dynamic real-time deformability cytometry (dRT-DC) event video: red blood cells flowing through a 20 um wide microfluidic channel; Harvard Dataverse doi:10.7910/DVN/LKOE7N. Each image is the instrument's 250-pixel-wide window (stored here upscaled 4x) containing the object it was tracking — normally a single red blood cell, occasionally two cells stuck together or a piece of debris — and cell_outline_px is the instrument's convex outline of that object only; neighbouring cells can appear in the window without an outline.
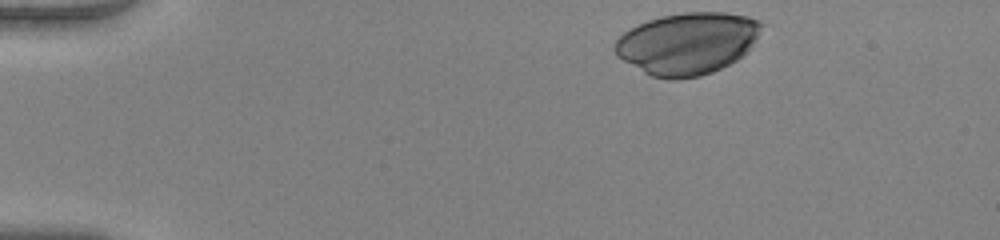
{"species": "human", "species_latin": "Homo sapiens", "temperature_condition": "warm", "stored_images_in_passage": 37, "camera_frame_rate_fps": 3000, "um_per_image_px": 0.085, "donor": {"sex": "female"}, "frame": {"image": 1, "passage_image": 1, "time_ms": 0.0, "image_size_px": [1000, 240], "cell_outline_px": [[764, 24], [752, 48], [748, 52], [736, 60], [712, 72], [700, 76], [676, 80], [668, 80], [652, 76], [644, 72], [616, 56], [612, 48], [616, 40], [624, 32], [648, 20], [660, 16], [684, 12], [724, 12], [748, 16]], "centroid_in_image_um": [58.44, 3.69], "position_along_channel_um": 26.6, "area_um2": 53.12}}